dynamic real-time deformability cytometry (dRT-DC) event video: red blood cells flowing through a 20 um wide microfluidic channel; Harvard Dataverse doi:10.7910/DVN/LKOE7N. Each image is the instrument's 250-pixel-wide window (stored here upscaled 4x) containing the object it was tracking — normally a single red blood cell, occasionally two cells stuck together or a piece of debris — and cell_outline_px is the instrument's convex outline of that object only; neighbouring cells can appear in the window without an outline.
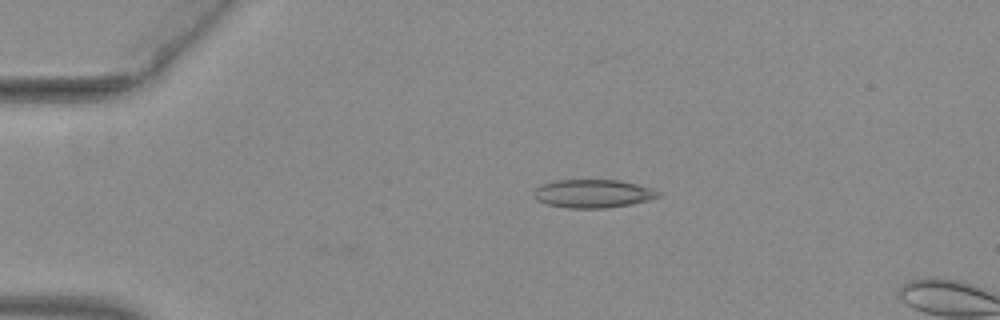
{"species": "common noctule bat (a hibernating species)", "species_latin": "Nyctalus noctula", "temperature_condition": "warm", "stored_images_in_passage": 3, "camera_frame_rate_fps": 3000, "um_per_image_px": 0.085, "animal": {"sex": "female", "body_mass_g": 29.2, "forearm_length_mm": 56.3}, "frame": {"image": 1, "passage_image": 3, "time_ms": 0.667, "image_size_px": [1000, 320], "cell_outline_px": [[660, 196], [632, 204], [604, 208], [568, 208], [548, 204], [536, 200], [532, 192], [536, 188], [544, 184], [556, 180], [620, 180], [652, 188], [660, 192]], "centroid_in_image_um": [50.39, 16.45], "position_along_channel_um": 34.6, "area_um2": 20.4}}